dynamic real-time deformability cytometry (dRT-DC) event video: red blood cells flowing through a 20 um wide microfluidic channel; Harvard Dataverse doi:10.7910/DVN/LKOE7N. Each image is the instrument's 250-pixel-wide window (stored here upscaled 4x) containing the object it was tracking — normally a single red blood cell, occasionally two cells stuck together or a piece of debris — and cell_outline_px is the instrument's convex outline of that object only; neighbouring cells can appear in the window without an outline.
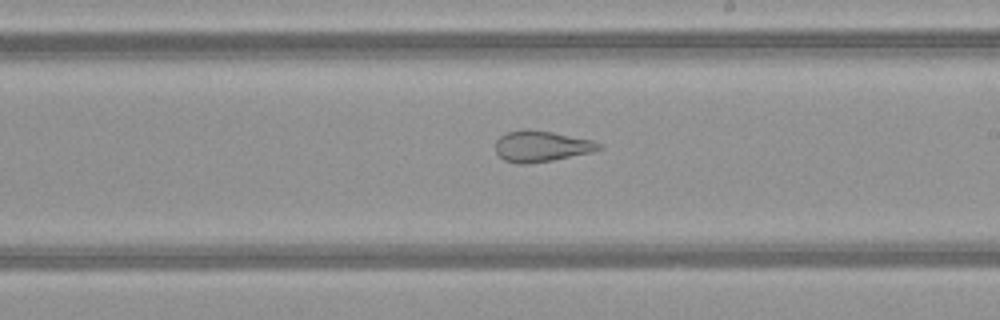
{"species": "common noctule bat (a hibernating species)", "species_latin": "Nyctalus noctula", "temperature_condition": "warm", "stored_images_in_passage": 26, "camera_frame_rate_fps": 3000, "um_per_image_px": 0.085, "animal": {"sex": "female", "body_mass_g": 21.9}, "frame": {"image": 1, "passage_image": 15, "time_ms": 4.667, "image_size_px": [1000, 320], "cell_outline_px": [[604, 148], [592, 152], [552, 160], [528, 164], [516, 164], [504, 160], [496, 152], [496, 140], [500, 136], [508, 132], [524, 128], [552, 132], [592, 140], [600, 144]], "centroid_in_image_um": [46.0, 12.43], "position_along_channel_um": 243.0, "area_um2": 18.67}}